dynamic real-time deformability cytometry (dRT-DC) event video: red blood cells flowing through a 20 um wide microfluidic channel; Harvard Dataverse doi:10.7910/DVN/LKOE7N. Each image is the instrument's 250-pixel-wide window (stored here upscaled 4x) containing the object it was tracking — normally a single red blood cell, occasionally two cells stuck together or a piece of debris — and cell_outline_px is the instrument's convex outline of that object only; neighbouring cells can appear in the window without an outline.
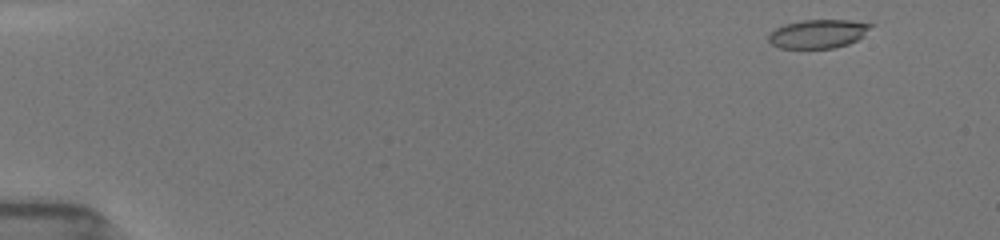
{"species": "common noctule bat (a hibernating species)", "species_latin": "Nyctalus noctula", "temperature_condition": "room temperature", "stored_images_in_passage": 19, "camera_frame_rate_fps": 3000, "um_per_image_px": 0.085, "animal": {"sex": "female", "body_mass_g": 19.5, "forearm_length_mm": 54.1}, "frame": {"image": 1, "passage_image": 1, "time_ms": 0.0, "image_size_px": [1000, 240], "cell_outline_px": [[876, 24], [864, 36], [848, 44], [832, 48], [780, 48], [772, 44], [768, 40], [768, 36], [776, 28], [784, 24], [804, 20], [852, 20]], "centroid_in_image_um": [69.59, 2.86], "position_along_channel_um": 15.4, "area_um2": 17.17}}
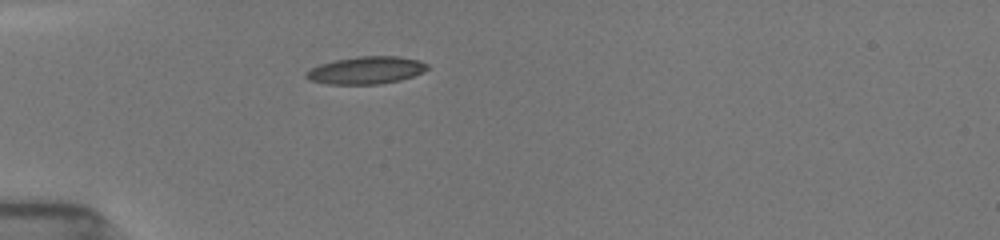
{"frame": {"image": 2, "passage_image": 14, "time_ms": 4.0, "image_size_px": [1000, 240], "cell_outline_px": [[428, 68], [424, 72], [400, 80], [380, 84], [328, 84], [308, 80], [304, 76], [304, 72], [320, 64], [336, 60], [356, 56], [400, 56], [416, 60], [428, 64]], "centroid_in_image_um": [31.09, 5.97], "position_along_channel_um": 53.9, "area_um2": 19.42}}
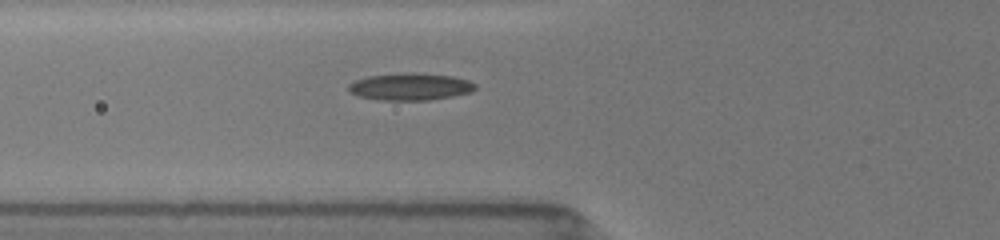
{"frame": {"image": 3, "passage_image": 19, "time_ms": 5.333, "image_size_px": [1000, 240], "cell_outline_px": [[476, 88], [472, 92], [452, 96], [428, 100], [380, 100], [360, 96], [348, 92], [348, 84], [356, 80], [368, 76], [404, 72], [416, 72], [452, 76], [468, 80], [476, 84]], "centroid_in_image_um": [34.87, 7.36], "position_along_channel_um": 90.9, "area_um2": 20.17}}